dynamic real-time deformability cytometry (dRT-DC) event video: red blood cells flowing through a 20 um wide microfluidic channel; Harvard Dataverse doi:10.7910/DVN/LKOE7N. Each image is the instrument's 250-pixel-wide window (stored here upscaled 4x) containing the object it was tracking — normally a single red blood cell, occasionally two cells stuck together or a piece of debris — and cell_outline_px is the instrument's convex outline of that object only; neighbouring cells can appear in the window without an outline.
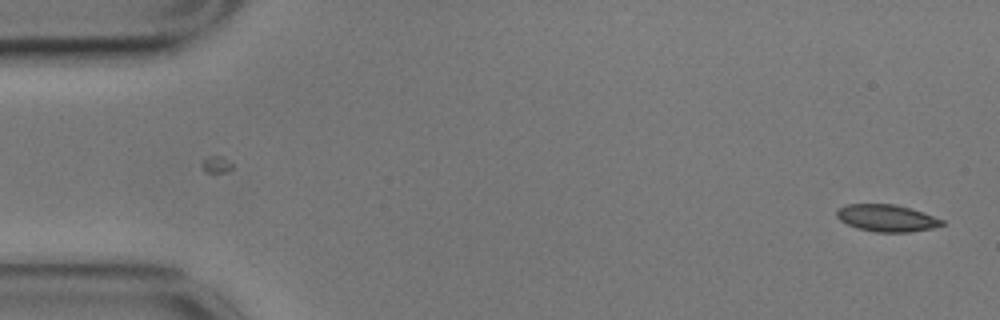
{"species": "common noctule bat (a hibernating species)", "species_latin": "Nyctalus noctula", "temperature_condition": "cold", "stored_images_in_passage": 56, "camera_frame_rate_fps": 3000, "um_per_image_px": 0.085, "animal": {"sex": "male", "body_mass_g": 17.9}, "frame": {"image": 1, "passage_image": 1, "time_ms": 0.0, "image_size_px": [1000, 320], "cell_outline_px": [[944, 224], [932, 228], [908, 232], [876, 232], [856, 228], [840, 220], [836, 216], [836, 212], [840, 208], [848, 204], [896, 204], [924, 212], [944, 220]], "centroid_in_image_um": [75.38, 18.53], "position_along_channel_um": 9.6, "area_um2": 16.53}}
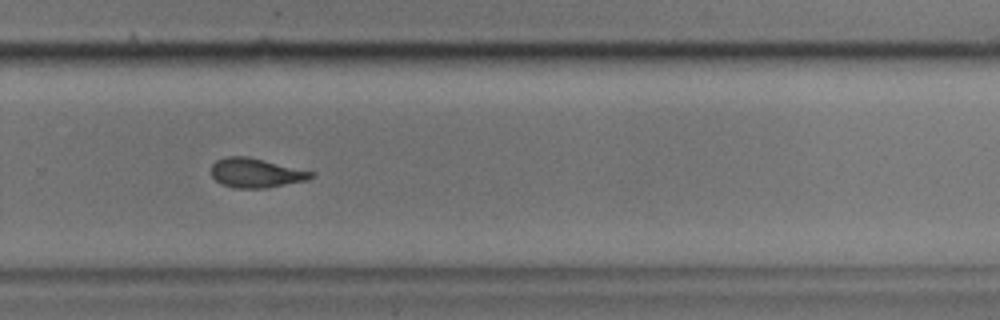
{"frame": {"image": 2, "passage_image": 37, "time_ms": 12.0, "image_size_px": [1000, 320], "cell_outline_px": [[316, 172], [308, 180], [264, 188], [236, 188], [220, 184], [212, 176], [212, 164], [216, 160], [228, 156], [248, 156]], "centroid_in_image_um": [21.75, 14.69], "position_along_channel_um": 308.0, "area_um2": 17.11}}
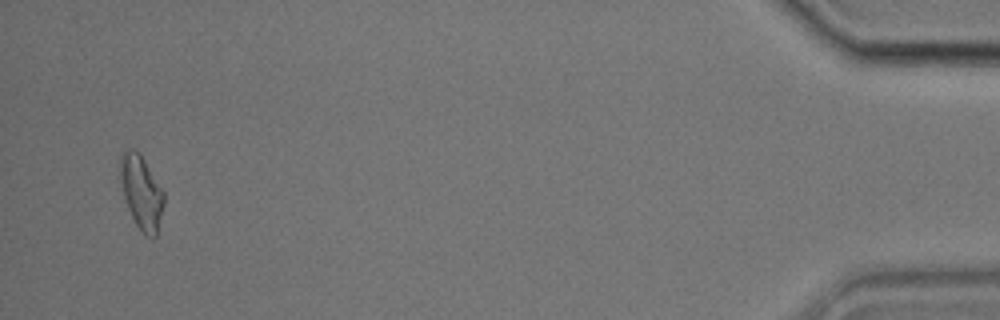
{"frame": {"image": 3, "passage_image": 54, "time_ms": 17.667, "image_size_px": [1000, 320], "cell_outline_px": [[164, 204], [156, 236], [144, 236], [136, 224], [128, 208], [124, 196], [120, 180], [120, 156], [124, 152], [132, 148], [140, 152], [164, 192]], "centroid_in_image_um": [12.02, 16.33], "position_along_channel_um": 423.2, "area_um2": 18.61}, "authors_computed_cell_mechanics": {"area_um2": 17.6001, "velocity_mm_per_s": 3.4977, "shape_relaxation_time_tau1_ms": 5.3542, "shape_relaxation_time_tau2_ms": 2.8037, "deformation_change_tau1": 0.1343, "deformation_change_tau2": 0.0816}}